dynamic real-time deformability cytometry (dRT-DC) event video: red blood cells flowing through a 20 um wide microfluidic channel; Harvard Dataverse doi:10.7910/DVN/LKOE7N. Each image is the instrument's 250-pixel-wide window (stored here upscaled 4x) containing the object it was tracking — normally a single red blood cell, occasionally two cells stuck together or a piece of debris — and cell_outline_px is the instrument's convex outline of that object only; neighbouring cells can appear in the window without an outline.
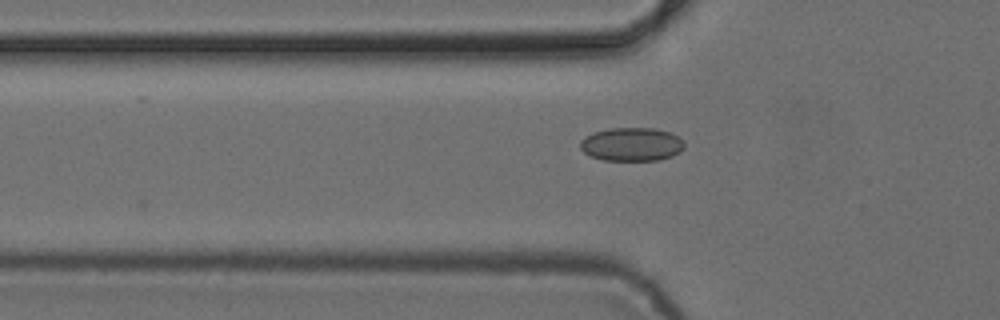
{"species": "common noctule bat (a hibernating species)", "species_latin": "Nyctalus noctula", "temperature_condition": "cold", "stored_images_in_passage": 30, "camera_frame_rate_fps": 3000, "um_per_image_px": 0.085, "animal": {"sex": "female", "body_mass_g": 24.6, "forearm_length_mm": 56.2}, "frame": {"image": 1, "passage_image": 2, "time_ms": 0.333, "image_size_px": [1000, 320], "cell_outline_px": [[684, 148], [680, 152], [672, 156], [660, 160], [604, 160], [592, 156], [584, 152], [580, 148], [580, 140], [584, 136], [592, 132], [608, 128], [656, 128], [680, 136], [684, 140]], "centroid_in_image_um": [53.7, 12.25], "position_along_channel_um": 72.1, "area_um2": 20.58}}
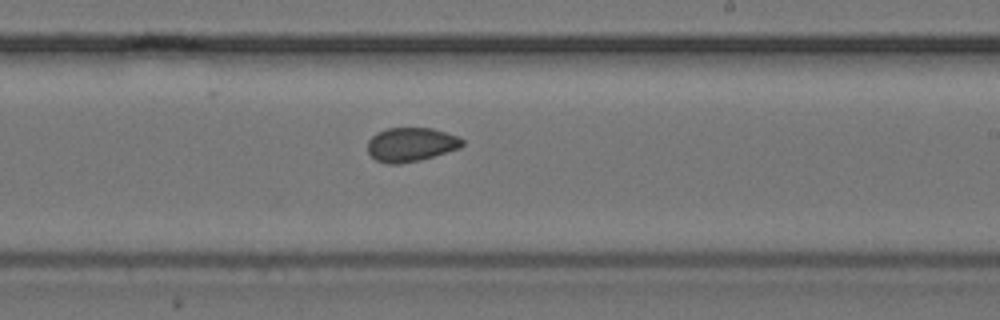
{"frame": {"image": 2, "passage_image": 16, "time_ms": 5.0, "image_size_px": [1000, 320], "cell_outline_px": [[464, 144], [460, 148], [420, 160], [400, 164], [388, 164], [376, 160], [368, 152], [368, 140], [376, 132], [388, 128], [432, 128], [460, 136], [464, 140]], "centroid_in_image_um": [34.95, 12.28], "position_along_channel_um": 254.1, "area_um2": 18.9}}
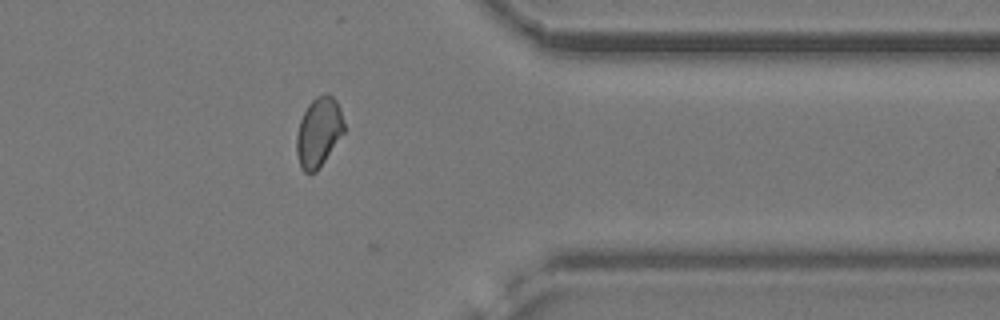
{"frame": {"image": 3, "passage_image": 27, "time_ms": 8.667, "image_size_px": [1000, 320], "cell_outline_px": [[344, 132], [316, 172], [304, 172], [300, 168], [296, 152], [296, 136], [300, 120], [308, 104], [316, 96], [324, 92], [328, 92], [336, 100], [340, 108], [344, 124]], "centroid_in_image_um": [27.07, 11.2], "position_along_channel_um": 384.3, "area_um2": 19.25}, "authors_computed_cell_mechanics": {"area_um2": 19.1318, "velocity_mm_per_s": 3.883, "shape_relaxation_time_tau1_ms": null, "shape_relaxation_time_tau2_ms": 1.107, "deformation_change_tau1": null, "deformation_change_tau2": 0.035}}